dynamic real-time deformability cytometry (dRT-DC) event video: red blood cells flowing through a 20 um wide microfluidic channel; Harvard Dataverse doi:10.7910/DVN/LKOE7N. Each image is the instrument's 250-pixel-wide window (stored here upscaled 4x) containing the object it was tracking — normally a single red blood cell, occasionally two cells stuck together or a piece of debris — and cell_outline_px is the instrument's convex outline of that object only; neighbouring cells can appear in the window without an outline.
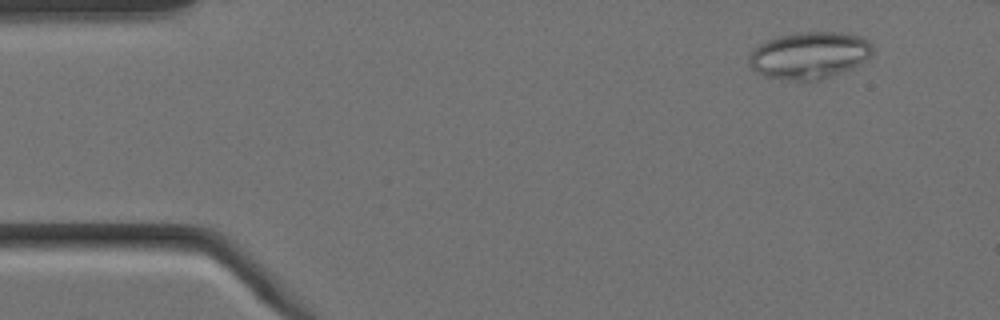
{"species": "Egyptian fruit bat (a non-hibernating species)", "species_latin": "Rousettus aegyptiacus", "temperature_condition": "cold", "stored_images_in_passage": 4, "camera_frame_rate_fps": 3000, "um_per_image_px": 0.085, "animal": {"sex": "female"}, "frame": {"image": 1, "passage_image": 1, "time_ms": 0.0, "image_size_px": [1000, 320], "cell_outline_px": [[872, 52], [868, 60], [852, 68], [820, 80], [796, 80], [768, 76], [756, 72], [748, 64], [748, 56], [760, 44], [768, 40], [780, 36], [796, 32], [840, 32], [860, 36], [868, 40], [872, 44]], "centroid_in_image_um": [68.83, 4.69], "position_along_channel_um": 16.2, "area_um2": 33.64}}